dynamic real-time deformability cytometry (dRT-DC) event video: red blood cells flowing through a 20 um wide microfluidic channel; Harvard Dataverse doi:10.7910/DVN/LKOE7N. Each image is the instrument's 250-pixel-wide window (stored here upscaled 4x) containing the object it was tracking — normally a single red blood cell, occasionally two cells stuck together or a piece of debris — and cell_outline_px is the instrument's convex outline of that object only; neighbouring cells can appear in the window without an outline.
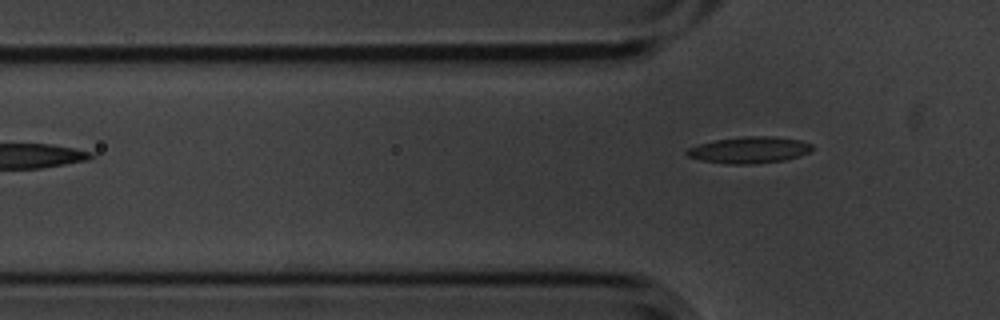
{"species": "common noctule bat (a hibernating species)", "species_latin": "Nyctalus noctula", "temperature_condition": "cold", "stored_images_in_passage": 5, "camera_frame_rate_fps": 3000, "um_per_image_px": 0.085, "animal": {"sex": "male", "body_mass_g": 20.1, "forearm_length_mm": 53.5}, "frame": {"image": 1, "passage_image": 5, "time_ms": 1.333, "image_size_px": [1000, 320], "cell_outline_px": [[816, 148], [800, 156], [788, 160], [752, 164], [724, 164], [700, 160], [688, 156], [684, 152], [688, 148], [700, 144], [716, 140], [744, 136], [776, 136], [800, 140], [812, 144]], "centroid_in_image_um": [63.73, 12.75], "position_along_channel_um": 62.1, "area_um2": 19.59}}